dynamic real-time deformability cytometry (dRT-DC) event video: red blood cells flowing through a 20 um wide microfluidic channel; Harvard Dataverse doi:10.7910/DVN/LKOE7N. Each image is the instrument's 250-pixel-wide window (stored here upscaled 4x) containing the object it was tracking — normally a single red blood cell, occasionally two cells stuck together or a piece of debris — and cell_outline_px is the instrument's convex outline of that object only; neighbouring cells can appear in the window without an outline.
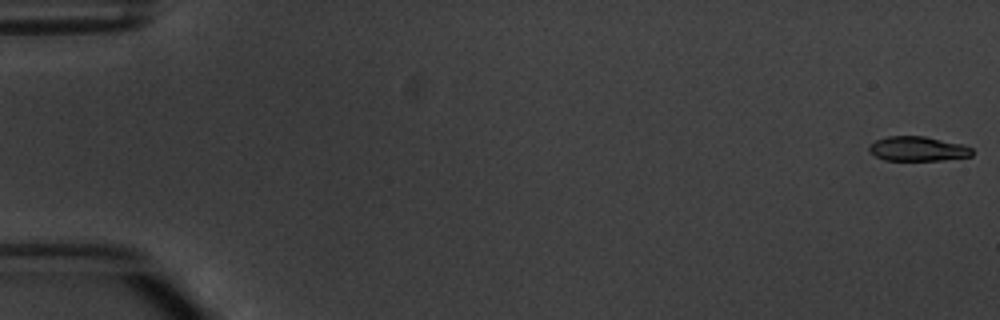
{"species": "common noctule bat (a hibernating species)", "species_latin": "Nyctalus noctula", "temperature_condition": "warm", "stored_images_in_passage": 5, "camera_frame_rate_fps": 3000, "um_per_image_px": 0.085, "animal": {"sex": "male", "body_mass_g": 20.1, "forearm_length_mm": 53.5}, "frame": {"image": 1, "passage_image": 1, "time_ms": 0.0, "image_size_px": [1000, 320], "cell_outline_px": [[972, 156], [944, 160], [884, 160], [868, 152], [868, 144], [876, 140], [888, 136], [924, 136], [964, 144], [972, 148]], "centroid_in_image_um": [78.0, 12.64], "position_along_channel_um": 7.0, "area_um2": 14.91}}